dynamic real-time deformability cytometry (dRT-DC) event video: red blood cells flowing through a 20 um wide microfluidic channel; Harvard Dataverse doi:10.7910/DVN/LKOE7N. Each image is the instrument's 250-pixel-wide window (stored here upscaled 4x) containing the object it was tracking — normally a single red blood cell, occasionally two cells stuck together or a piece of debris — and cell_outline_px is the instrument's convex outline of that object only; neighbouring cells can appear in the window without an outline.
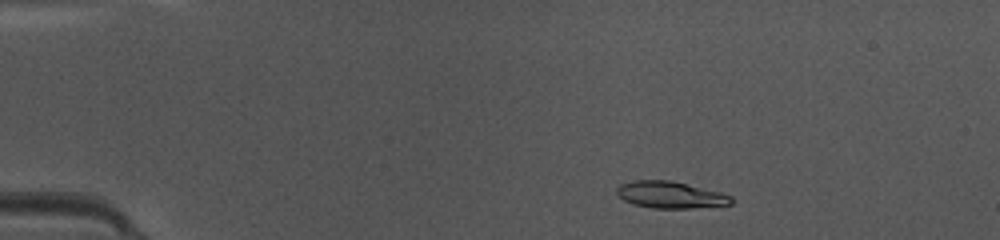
{"species": "common noctule bat (a hibernating species)", "species_latin": "Nyctalus noctula", "temperature_condition": "warm", "stored_images_in_passage": 41, "camera_frame_rate_fps": 3000, "um_per_image_px": 0.085, "animal": {"sex": "female", "body_mass_g": 10.0, "forearm_length_mm": 53.1}, "frame": {"image": 1, "passage_image": 2, "time_ms": 0.333, "image_size_px": [1000, 240], "cell_outline_px": [[732, 204], [692, 208], [652, 208], [632, 204], [616, 196], [616, 188], [620, 184], [632, 180], [672, 180], [720, 192], [732, 196]], "centroid_in_image_um": [56.93, 16.55], "position_along_channel_um": 28.1, "area_um2": 18.03}}
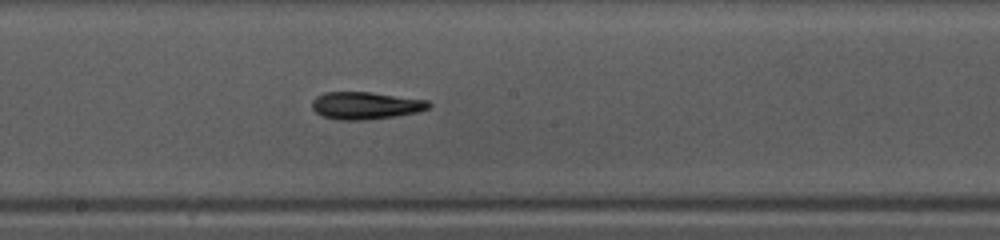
{"frame": {"image": 2, "passage_image": 20, "time_ms": 6.333, "image_size_px": [1000, 240], "cell_outline_px": [[432, 104], [428, 108], [416, 112], [396, 116], [368, 120], [336, 120], [320, 116], [312, 108], [312, 100], [316, 96], [324, 92], [372, 92], [428, 100]], "centroid_in_image_um": [31.04, 8.97], "position_along_channel_um": 217.2, "area_um2": 18.84}}
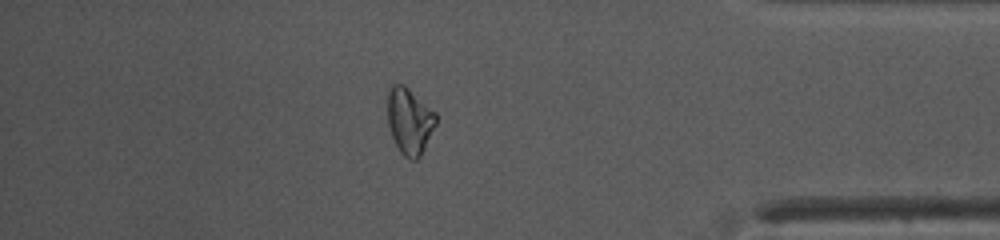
{"frame": {"image": 3, "passage_image": 35, "time_ms": 11.333, "image_size_px": [1000, 240], "cell_outline_px": [[436, 124], [420, 156], [416, 160], [412, 160], [404, 156], [400, 152], [392, 136], [388, 124], [388, 88], [392, 84], [404, 84], [436, 112]], "centroid_in_image_um": [34.8, 10.26], "position_along_channel_um": 400.4, "area_um2": 18.61}, "authors_computed_cell_mechanics": {"area_um2": 18.1492, "velocity_mm_per_s": 4.2101, "shape_relaxation_time_tau1_ms": 5.4359, "shape_relaxation_time_tau2_ms": 9.0246, "deformation_change_tau1": 0.1511, "deformation_change_tau2": 0.1517}}